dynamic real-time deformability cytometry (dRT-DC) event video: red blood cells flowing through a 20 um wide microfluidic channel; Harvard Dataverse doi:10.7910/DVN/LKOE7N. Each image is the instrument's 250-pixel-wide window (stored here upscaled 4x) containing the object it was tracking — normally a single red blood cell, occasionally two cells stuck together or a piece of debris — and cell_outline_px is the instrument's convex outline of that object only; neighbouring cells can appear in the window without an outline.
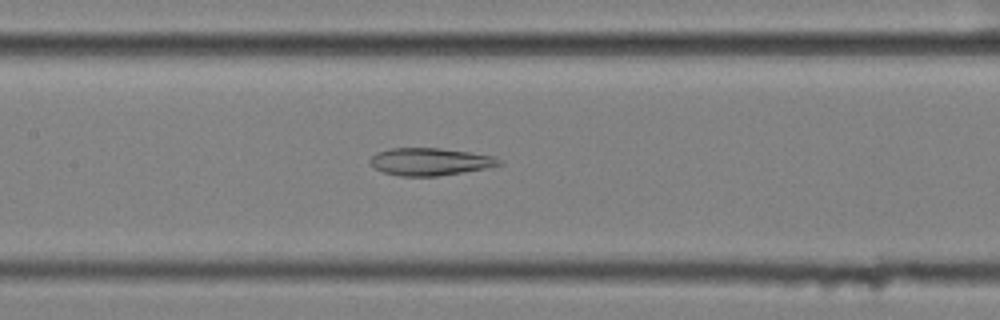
{"species": "common noctule bat (a hibernating species)", "species_latin": "Nyctalus noctula", "temperature_condition": "cold", "stored_images_in_passage": 55, "camera_frame_rate_fps": 3000, "um_per_image_px": 0.085, "animal": {"sex": "female", "body_mass_g": 25.1}, "frame": {"image": 1, "passage_image": 25, "time_ms": 8.0, "image_size_px": [1000, 320], "cell_outline_px": [[504, 164], [484, 168], [436, 176], [400, 176], [384, 172], [376, 168], [368, 160], [376, 152], [388, 148], [440, 148], [496, 156], [504, 160]], "centroid_in_image_um": [36.57, 13.73], "position_along_channel_um": 170.8, "area_um2": 20.58}}
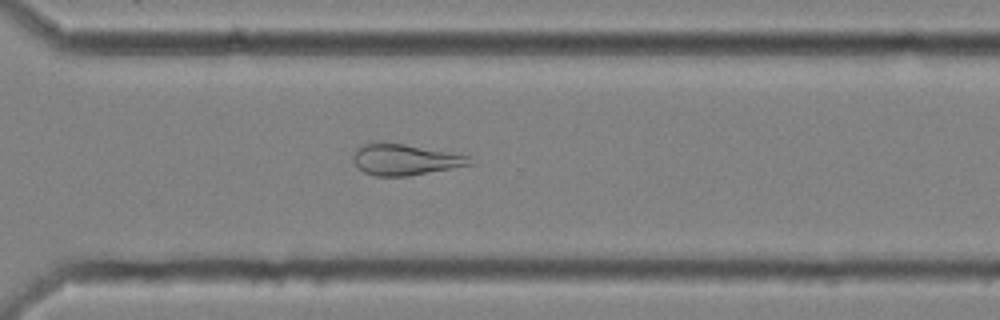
{"frame": {"image": 2, "passage_image": 39, "time_ms": 12.667, "image_size_px": [1000, 320], "cell_outline_px": [[472, 164], [452, 168], [408, 176], [376, 176], [364, 172], [352, 160], [352, 156], [356, 148], [364, 144], [404, 144], [468, 156]], "centroid_in_image_um": [34.38, 13.59], "position_along_channel_um": 336.2, "area_um2": 20.4}}
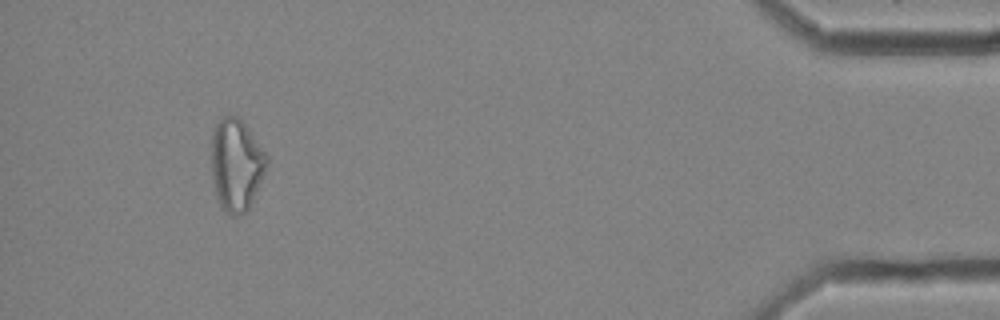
{"frame": {"image": 3, "passage_image": 51, "time_ms": 16.667, "image_size_px": [1000, 320], "cell_outline_px": [[268, 164], [248, 208], [240, 216], [232, 216], [224, 212], [220, 208], [216, 196], [212, 176], [212, 132], [216, 124], [224, 116], [236, 116], [244, 124], [268, 156]], "centroid_in_image_um": [20.06, 14.04], "position_along_channel_um": 415.1, "area_um2": 29.36}, "authors_computed_cell_mechanics": {"area_um2": 26.8192, "velocity_mm_per_s": 3.5437, "shape_relaxation_time_tau1_ms": null, "shape_relaxation_time_tau2_ms": 5.2032, "deformation_change_tau1": null, "deformation_change_tau2": 0.1558}}